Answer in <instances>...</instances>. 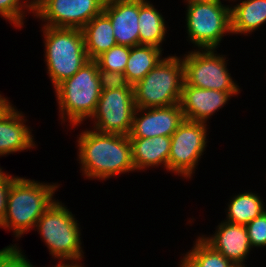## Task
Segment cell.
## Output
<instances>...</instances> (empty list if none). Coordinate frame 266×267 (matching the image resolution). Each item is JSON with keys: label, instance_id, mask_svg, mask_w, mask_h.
Segmentation results:
<instances>
[{"label": "cell", "instance_id": "obj_1", "mask_svg": "<svg viewBox=\"0 0 266 267\" xmlns=\"http://www.w3.org/2000/svg\"><path fill=\"white\" fill-rule=\"evenodd\" d=\"M84 131L80 134L79 158L85 176L106 179L134 171L132 145L127 135Z\"/></svg>", "mask_w": 266, "mask_h": 267}, {"label": "cell", "instance_id": "obj_2", "mask_svg": "<svg viewBox=\"0 0 266 267\" xmlns=\"http://www.w3.org/2000/svg\"><path fill=\"white\" fill-rule=\"evenodd\" d=\"M58 186L47 185L16 177L10 184L6 214L1 227L13 228L17 237H21L33 226L42 214L54 202V191Z\"/></svg>", "mask_w": 266, "mask_h": 267}, {"label": "cell", "instance_id": "obj_3", "mask_svg": "<svg viewBox=\"0 0 266 267\" xmlns=\"http://www.w3.org/2000/svg\"><path fill=\"white\" fill-rule=\"evenodd\" d=\"M183 61L176 56L164 58L142 80L133 85L136 108L168 107L180 103L184 85Z\"/></svg>", "mask_w": 266, "mask_h": 267}, {"label": "cell", "instance_id": "obj_4", "mask_svg": "<svg viewBox=\"0 0 266 267\" xmlns=\"http://www.w3.org/2000/svg\"><path fill=\"white\" fill-rule=\"evenodd\" d=\"M101 91L98 63L96 60H89L71 78L55 87L62 118L67 113L69 122L75 126L86 117H92Z\"/></svg>", "mask_w": 266, "mask_h": 267}, {"label": "cell", "instance_id": "obj_5", "mask_svg": "<svg viewBox=\"0 0 266 267\" xmlns=\"http://www.w3.org/2000/svg\"><path fill=\"white\" fill-rule=\"evenodd\" d=\"M46 61L54 88L89 61L81 29L44 26Z\"/></svg>", "mask_w": 266, "mask_h": 267}, {"label": "cell", "instance_id": "obj_6", "mask_svg": "<svg viewBox=\"0 0 266 267\" xmlns=\"http://www.w3.org/2000/svg\"><path fill=\"white\" fill-rule=\"evenodd\" d=\"M54 201L36 223L50 253L56 258L79 261L82 258L80 230L74 216Z\"/></svg>", "mask_w": 266, "mask_h": 267}, {"label": "cell", "instance_id": "obj_7", "mask_svg": "<svg viewBox=\"0 0 266 267\" xmlns=\"http://www.w3.org/2000/svg\"><path fill=\"white\" fill-rule=\"evenodd\" d=\"M187 29L190 41L201 49H215L231 33L230 8L221 3L188 4Z\"/></svg>", "mask_w": 266, "mask_h": 267}, {"label": "cell", "instance_id": "obj_8", "mask_svg": "<svg viewBox=\"0 0 266 267\" xmlns=\"http://www.w3.org/2000/svg\"><path fill=\"white\" fill-rule=\"evenodd\" d=\"M106 0H33L24 5L36 17L47 20L44 26L82 29L103 12Z\"/></svg>", "mask_w": 266, "mask_h": 267}, {"label": "cell", "instance_id": "obj_9", "mask_svg": "<svg viewBox=\"0 0 266 267\" xmlns=\"http://www.w3.org/2000/svg\"><path fill=\"white\" fill-rule=\"evenodd\" d=\"M215 49L192 51L182 59L185 83L190 86L221 92H238L223 57L214 54Z\"/></svg>", "mask_w": 266, "mask_h": 267}, {"label": "cell", "instance_id": "obj_10", "mask_svg": "<svg viewBox=\"0 0 266 267\" xmlns=\"http://www.w3.org/2000/svg\"><path fill=\"white\" fill-rule=\"evenodd\" d=\"M135 110L133 88L102 90L91 118L97 119L98 132L128 136Z\"/></svg>", "mask_w": 266, "mask_h": 267}, {"label": "cell", "instance_id": "obj_11", "mask_svg": "<svg viewBox=\"0 0 266 267\" xmlns=\"http://www.w3.org/2000/svg\"><path fill=\"white\" fill-rule=\"evenodd\" d=\"M206 143L205 123L184 119L171 136L168 170L191 177Z\"/></svg>", "mask_w": 266, "mask_h": 267}, {"label": "cell", "instance_id": "obj_12", "mask_svg": "<svg viewBox=\"0 0 266 267\" xmlns=\"http://www.w3.org/2000/svg\"><path fill=\"white\" fill-rule=\"evenodd\" d=\"M138 112L141 110L136 108L129 138L171 137L184 120L180 103L168 107L148 108V112L142 117L136 116Z\"/></svg>", "mask_w": 266, "mask_h": 267}, {"label": "cell", "instance_id": "obj_13", "mask_svg": "<svg viewBox=\"0 0 266 267\" xmlns=\"http://www.w3.org/2000/svg\"><path fill=\"white\" fill-rule=\"evenodd\" d=\"M103 13L111 21L117 45H139V0H106Z\"/></svg>", "mask_w": 266, "mask_h": 267}, {"label": "cell", "instance_id": "obj_14", "mask_svg": "<svg viewBox=\"0 0 266 267\" xmlns=\"http://www.w3.org/2000/svg\"><path fill=\"white\" fill-rule=\"evenodd\" d=\"M233 94L187 85L184 82L180 106L185 120L206 123V119L220 109Z\"/></svg>", "mask_w": 266, "mask_h": 267}, {"label": "cell", "instance_id": "obj_15", "mask_svg": "<svg viewBox=\"0 0 266 267\" xmlns=\"http://www.w3.org/2000/svg\"><path fill=\"white\" fill-rule=\"evenodd\" d=\"M218 227L215 236L202 239L235 266L243 265L251 249L246 225L223 222Z\"/></svg>", "mask_w": 266, "mask_h": 267}, {"label": "cell", "instance_id": "obj_16", "mask_svg": "<svg viewBox=\"0 0 266 267\" xmlns=\"http://www.w3.org/2000/svg\"><path fill=\"white\" fill-rule=\"evenodd\" d=\"M22 116L12 105L0 114V155L35 146L30 129L22 122Z\"/></svg>", "mask_w": 266, "mask_h": 267}, {"label": "cell", "instance_id": "obj_17", "mask_svg": "<svg viewBox=\"0 0 266 267\" xmlns=\"http://www.w3.org/2000/svg\"><path fill=\"white\" fill-rule=\"evenodd\" d=\"M132 145V161L135 170L164 163L168 169L171 137L129 138Z\"/></svg>", "mask_w": 266, "mask_h": 267}, {"label": "cell", "instance_id": "obj_18", "mask_svg": "<svg viewBox=\"0 0 266 267\" xmlns=\"http://www.w3.org/2000/svg\"><path fill=\"white\" fill-rule=\"evenodd\" d=\"M81 30L89 60H96L117 45L111 21L103 12L95 16Z\"/></svg>", "mask_w": 266, "mask_h": 267}, {"label": "cell", "instance_id": "obj_19", "mask_svg": "<svg viewBox=\"0 0 266 267\" xmlns=\"http://www.w3.org/2000/svg\"><path fill=\"white\" fill-rule=\"evenodd\" d=\"M231 33L253 32L266 22V0H244L230 7Z\"/></svg>", "mask_w": 266, "mask_h": 267}, {"label": "cell", "instance_id": "obj_20", "mask_svg": "<svg viewBox=\"0 0 266 267\" xmlns=\"http://www.w3.org/2000/svg\"><path fill=\"white\" fill-rule=\"evenodd\" d=\"M161 52V48L152 45L130 47L124 74L131 86L142 80L150 70L161 62Z\"/></svg>", "mask_w": 266, "mask_h": 267}, {"label": "cell", "instance_id": "obj_21", "mask_svg": "<svg viewBox=\"0 0 266 267\" xmlns=\"http://www.w3.org/2000/svg\"><path fill=\"white\" fill-rule=\"evenodd\" d=\"M139 30V45L160 48L166 34L164 19L146 0H139Z\"/></svg>", "mask_w": 266, "mask_h": 267}, {"label": "cell", "instance_id": "obj_22", "mask_svg": "<svg viewBox=\"0 0 266 267\" xmlns=\"http://www.w3.org/2000/svg\"><path fill=\"white\" fill-rule=\"evenodd\" d=\"M265 211L260 197L255 193L238 194L228 205L226 222L247 225Z\"/></svg>", "mask_w": 266, "mask_h": 267}, {"label": "cell", "instance_id": "obj_23", "mask_svg": "<svg viewBox=\"0 0 266 267\" xmlns=\"http://www.w3.org/2000/svg\"><path fill=\"white\" fill-rule=\"evenodd\" d=\"M184 259L192 267H235L220 252L208 245L202 237L198 238L194 248L185 255Z\"/></svg>", "mask_w": 266, "mask_h": 267}, {"label": "cell", "instance_id": "obj_24", "mask_svg": "<svg viewBox=\"0 0 266 267\" xmlns=\"http://www.w3.org/2000/svg\"><path fill=\"white\" fill-rule=\"evenodd\" d=\"M129 54L130 47L116 45L100 55L96 61L101 69L124 73Z\"/></svg>", "mask_w": 266, "mask_h": 267}, {"label": "cell", "instance_id": "obj_25", "mask_svg": "<svg viewBox=\"0 0 266 267\" xmlns=\"http://www.w3.org/2000/svg\"><path fill=\"white\" fill-rule=\"evenodd\" d=\"M98 77L101 90H114L119 88H133L124 73L107 71L98 66Z\"/></svg>", "mask_w": 266, "mask_h": 267}, {"label": "cell", "instance_id": "obj_26", "mask_svg": "<svg viewBox=\"0 0 266 267\" xmlns=\"http://www.w3.org/2000/svg\"><path fill=\"white\" fill-rule=\"evenodd\" d=\"M251 247L266 246V211L246 225Z\"/></svg>", "mask_w": 266, "mask_h": 267}, {"label": "cell", "instance_id": "obj_27", "mask_svg": "<svg viewBox=\"0 0 266 267\" xmlns=\"http://www.w3.org/2000/svg\"><path fill=\"white\" fill-rule=\"evenodd\" d=\"M0 267H34L15 246L0 250Z\"/></svg>", "mask_w": 266, "mask_h": 267}, {"label": "cell", "instance_id": "obj_28", "mask_svg": "<svg viewBox=\"0 0 266 267\" xmlns=\"http://www.w3.org/2000/svg\"><path fill=\"white\" fill-rule=\"evenodd\" d=\"M20 4V5H19ZM21 3L19 0H0V14L14 23L16 27H21L23 24V11Z\"/></svg>", "mask_w": 266, "mask_h": 267}, {"label": "cell", "instance_id": "obj_29", "mask_svg": "<svg viewBox=\"0 0 266 267\" xmlns=\"http://www.w3.org/2000/svg\"><path fill=\"white\" fill-rule=\"evenodd\" d=\"M15 178L16 177H12V176L8 175L0 183V226H2L4 217L6 214L7 198H8V191L10 188V184Z\"/></svg>", "mask_w": 266, "mask_h": 267}, {"label": "cell", "instance_id": "obj_30", "mask_svg": "<svg viewBox=\"0 0 266 267\" xmlns=\"http://www.w3.org/2000/svg\"><path fill=\"white\" fill-rule=\"evenodd\" d=\"M10 102L0 95V114L10 106Z\"/></svg>", "mask_w": 266, "mask_h": 267}, {"label": "cell", "instance_id": "obj_31", "mask_svg": "<svg viewBox=\"0 0 266 267\" xmlns=\"http://www.w3.org/2000/svg\"><path fill=\"white\" fill-rule=\"evenodd\" d=\"M188 4H204L215 2L214 0H186Z\"/></svg>", "mask_w": 266, "mask_h": 267}, {"label": "cell", "instance_id": "obj_32", "mask_svg": "<svg viewBox=\"0 0 266 267\" xmlns=\"http://www.w3.org/2000/svg\"><path fill=\"white\" fill-rule=\"evenodd\" d=\"M61 262H59V264L58 265H56L55 267H82V266H80V265H78L77 263L76 264H74V263H71L70 265H69V263L68 264H63V263H61Z\"/></svg>", "mask_w": 266, "mask_h": 267}, {"label": "cell", "instance_id": "obj_33", "mask_svg": "<svg viewBox=\"0 0 266 267\" xmlns=\"http://www.w3.org/2000/svg\"><path fill=\"white\" fill-rule=\"evenodd\" d=\"M5 173L2 172V169H0V183L7 177Z\"/></svg>", "mask_w": 266, "mask_h": 267}, {"label": "cell", "instance_id": "obj_34", "mask_svg": "<svg viewBox=\"0 0 266 267\" xmlns=\"http://www.w3.org/2000/svg\"><path fill=\"white\" fill-rule=\"evenodd\" d=\"M182 264L180 265L181 267H192L184 258L182 260Z\"/></svg>", "mask_w": 266, "mask_h": 267}, {"label": "cell", "instance_id": "obj_35", "mask_svg": "<svg viewBox=\"0 0 266 267\" xmlns=\"http://www.w3.org/2000/svg\"><path fill=\"white\" fill-rule=\"evenodd\" d=\"M235 267H245L244 265H237V266H235Z\"/></svg>", "mask_w": 266, "mask_h": 267}, {"label": "cell", "instance_id": "obj_36", "mask_svg": "<svg viewBox=\"0 0 266 267\" xmlns=\"http://www.w3.org/2000/svg\"><path fill=\"white\" fill-rule=\"evenodd\" d=\"M215 2H217V3H221V1L220 0H214Z\"/></svg>", "mask_w": 266, "mask_h": 267}]
</instances>
